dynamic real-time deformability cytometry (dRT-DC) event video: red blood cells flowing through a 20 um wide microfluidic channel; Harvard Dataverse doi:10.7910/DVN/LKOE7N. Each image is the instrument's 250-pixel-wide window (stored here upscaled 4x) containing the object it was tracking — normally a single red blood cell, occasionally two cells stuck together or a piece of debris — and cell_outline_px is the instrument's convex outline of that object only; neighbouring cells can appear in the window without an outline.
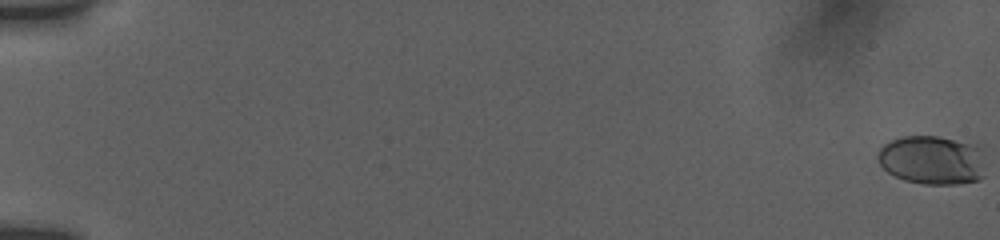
{"species": "human", "species_latin": "Homo sapiens", "temperature_condition": "room temperature", "stored_images_in_passage": 57, "camera_frame_rate_fps": 3000, "um_per_image_px": 0.085, "donor": {"sex": "female"}, "frame": {"image": 1, "passage_image": 1, "time_ms": 0.0, "image_size_px": [1000, 240], "cell_outline_px": [[984, 176], [980, 180], [960, 184], [924, 184], [904, 180], [888, 172], [880, 164], [876, 156], [880, 148], [884, 144], [892, 140], [904, 136], [936, 136], [968, 144], [980, 148]], "centroid_in_image_um": [79.19, 13.63], "position_along_channel_um": 5.8, "area_um2": 30.35}}
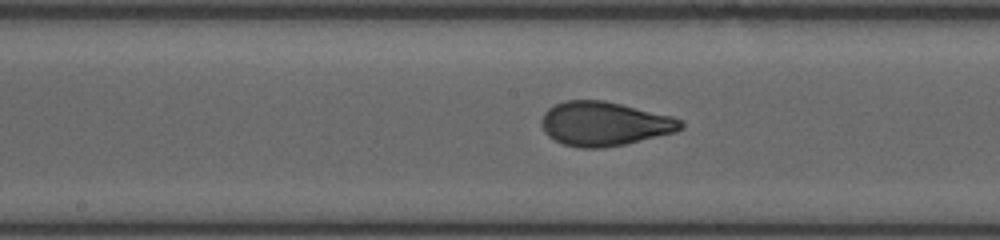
{"frame": {"image": 2, "passage_image": 32, "time_ms": 10.333, "image_size_px": [1000, 240], "cell_outline_px": [[684, 128], [676, 132], [624, 144], [604, 148], [580, 148], [564, 144], [548, 136], [544, 132], [540, 124], [540, 120], [544, 112], [548, 108], [564, 100], [604, 100], [672, 116], [684, 120]], "centroid_in_image_um": [51.37, 10.52], "position_along_channel_um": 196.8, "area_um2": 36.01}}
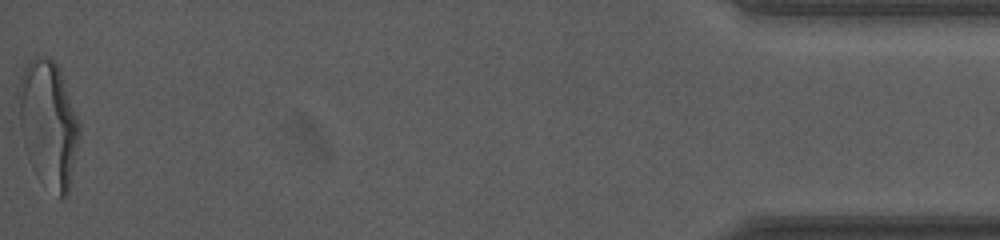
{"frame": {"image": 3, "passage_image": 57, "time_ms": 18.667, "image_size_px": [1000, 240], "cell_outline_px": [[80, 132], [68, 192], [64, 196], [60, 196], [24, 144], [20, 128], [20, 76], [24, 64], [28, 60], [36, 56], [48, 56], [60, 68], [80, 128]], "centroid_in_image_um": [4.14, 10.27], "position_along_channel_um": 431.1, "area_um2": 41.91}, "authors_computed_cell_mechanics": {"area_um2": 35.1424, "velocity_mm_per_s": 3.8426, "shape_relaxation_time_tau1_ms": 4.5979, "shape_relaxation_time_tau2_ms": null, "deformation_change_tau1": 0.193, "deformation_change_tau2": null}}